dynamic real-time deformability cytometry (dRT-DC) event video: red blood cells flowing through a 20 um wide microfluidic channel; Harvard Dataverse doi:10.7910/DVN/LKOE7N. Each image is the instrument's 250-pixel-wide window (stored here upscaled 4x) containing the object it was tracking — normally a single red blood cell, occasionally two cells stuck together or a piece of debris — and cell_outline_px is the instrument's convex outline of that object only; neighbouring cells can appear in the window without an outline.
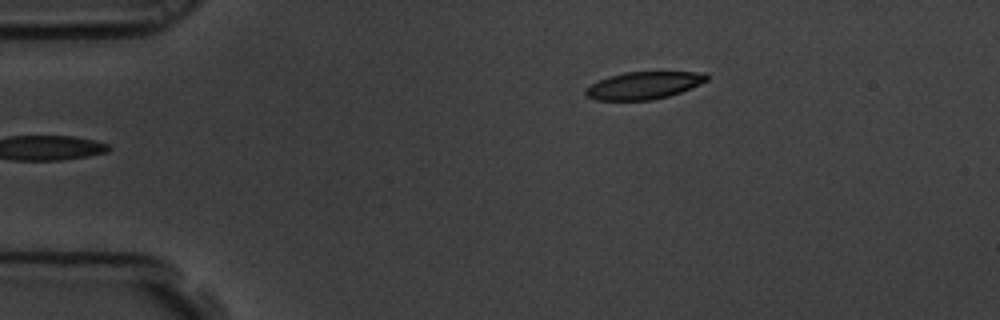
{"species": "common noctule bat (a hibernating species)", "species_latin": "Nyctalus noctula", "temperature_condition": "room temperature", "stored_images_in_passage": 2, "camera_frame_rate_fps": 3000, "um_per_image_px": 0.085, "animal": {"sex": "male", "body_mass_g": 19.5, "forearm_length_mm": 54.6}, "frame": {"image": 1, "passage_image": 2, "time_ms": 0.333, "image_size_px": [1000, 320], "cell_outline_px": [[708, 80], [700, 84], [680, 92], [668, 96], [652, 100], [596, 100], [588, 96], [584, 92], [592, 84], [608, 76], [624, 72], [704, 72], [708, 76]], "centroid_in_image_um": [54.74, 7.25], "position_along_channel_um": 30.3, "area_um2": 19.13}}